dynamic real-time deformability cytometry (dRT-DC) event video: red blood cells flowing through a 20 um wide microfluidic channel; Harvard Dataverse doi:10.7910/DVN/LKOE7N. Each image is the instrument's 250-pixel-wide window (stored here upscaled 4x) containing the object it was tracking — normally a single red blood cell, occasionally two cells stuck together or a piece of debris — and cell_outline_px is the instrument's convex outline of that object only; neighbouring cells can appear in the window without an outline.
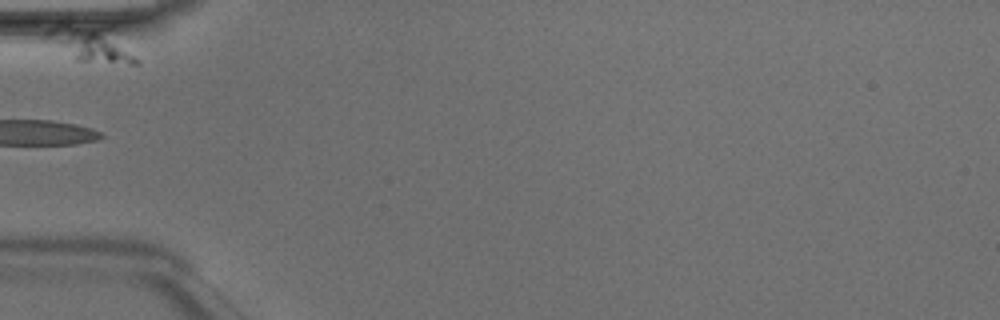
{"species": "Egyptian fruit bat (a non-hibernating species)", "species_latin": "Rousettus aegyptiacus", "temperature_condition": "room temperature", "stored_images_in_passage": 1, "camera_frame_rate_fps": 3000, "um_per_image_px": 0.085, "animal": {"sex": "male"}, "frame": {"image": 1, "passage_image": 1, "time_ms": 0.0, "image_size_px": [1000, 320], "cell_outline_px": [[140, 64], [128, 64], [76, 60], [40, 36], [48, 28], [60, 24], [116, 24], [140, 60]], "centroid_in_image_um": [7.85, 3.65], "position_along_channel_um": 77.2, "area_um2": 20.23}}